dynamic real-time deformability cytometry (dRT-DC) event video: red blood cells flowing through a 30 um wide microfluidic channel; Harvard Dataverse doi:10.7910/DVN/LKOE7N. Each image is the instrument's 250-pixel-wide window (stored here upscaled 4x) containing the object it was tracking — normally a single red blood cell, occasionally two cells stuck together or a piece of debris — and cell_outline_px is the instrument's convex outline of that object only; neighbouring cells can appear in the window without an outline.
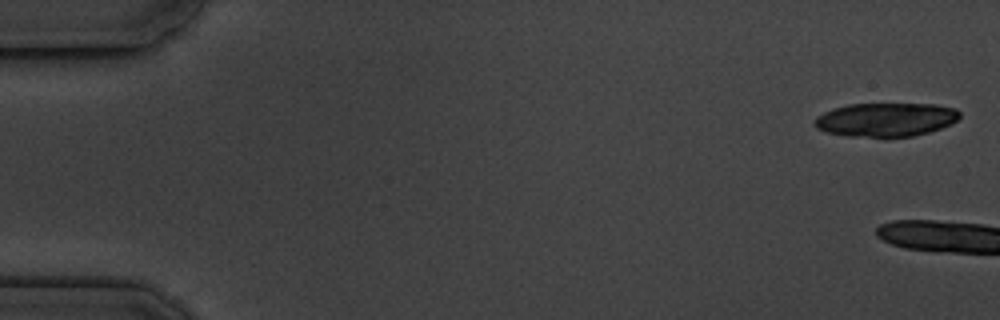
{"species": "common noctule bat (a hibernating species)", "species_latin": "Nyctalus noctula", "temperature_condition": "cold", "stored_images_in_passage": 2, "camera_frame_rate_fps": 3000, "um_per_image_px": 0.085, "animal": {"sex": "male", "body_mass_g": 19.5, "forearm_length_mm": 54.6}, "frame": {"image": 1, "passage_image": 1, "time_ms": 0.0, "image_size_px": [1000, 320], "cell_outline_px": [[960, 116], [952, 124], [928, 132], [912, 136], [848, 136], [824, 132], [816, 128], [812, 124], [816, 116], [832, 108], [848, 104], [936, 104], [956, 108], [960, 112]], "centroid_in_image_um": [75.26, 10.15], "position_along_channel_um": 9.7, "area_um2": 28.61}}